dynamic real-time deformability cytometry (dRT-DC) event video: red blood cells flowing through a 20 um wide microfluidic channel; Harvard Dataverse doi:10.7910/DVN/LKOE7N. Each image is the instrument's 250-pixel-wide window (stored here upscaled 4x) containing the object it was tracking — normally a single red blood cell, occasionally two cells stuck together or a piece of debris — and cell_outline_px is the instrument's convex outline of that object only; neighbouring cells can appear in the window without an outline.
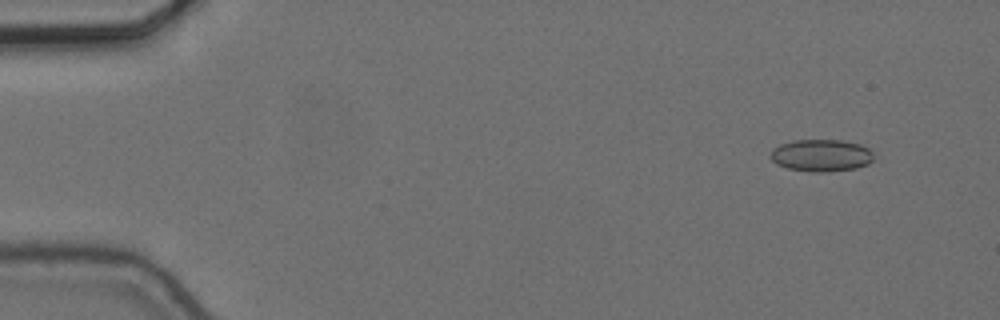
{"species": "common noctule bat (a hibernating species)", "species_latin": "Nyctalus noctula", "temperature_condition": "cold", "stored_images_in_passage": 52, "camera_frame_rate_fps": 3000, "um_per_image_px": 0.085, "animal": {"sex": "female", "body_mass_g": 24.6, "forearm_length_mm": 56.2}, "frame": {"image": 1, "passage_image": 1, "time_ms": 0.0, "image_size_px": [1000, 320], "cell_outline_px": [[872, 160], [868, 164], [856, 168], [824, 172], [812, 172], [788, 168], [776, 164], [768, 156], [772, 148], [780, 144], [792, 140], [840, 140], [860, 144], [868, 148], [872, 152]], "centroid_in_image_um": [69.76, 13.2], "position_along_channel_um": 15.2, "area_um2": 19.42}}
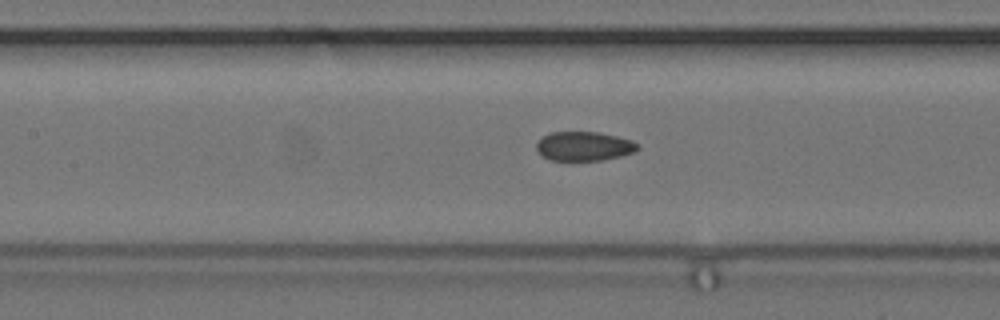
{"frame": {"image": 2, "passage_image": 22, "time_ms": 7.0, "image_size_px": [1000, 320], "cell_outline_px": [[640, 148], [632, 152], [620, 156], [600, 160], [548, 160], [536, 148], [536, 144], [544, 136], [552, 132], [600, 132], [632, 140], [640, 144]], "centroid_in_image_um": [49.67, 12.42], "position_along_channel_um": 157.7, "area_um2": 17.05}}
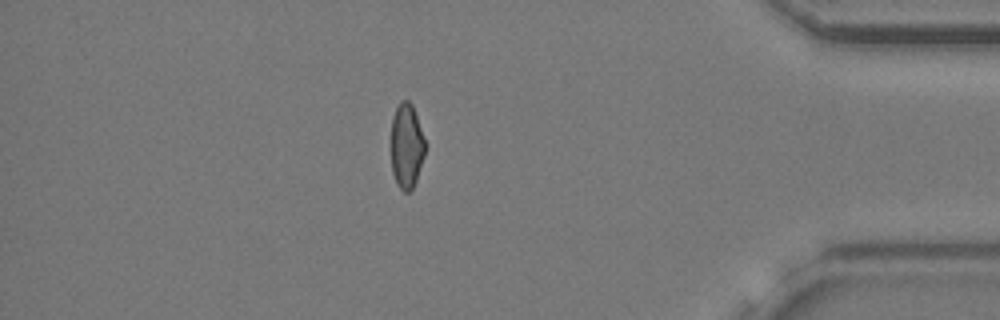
{"frame": {"image": 3, "passage_image": 45, "time_ms": 14.667, "image_size_px": [1000, 320], "cell_outline_px": [[424, 156], [416, 180], [412, 188], [408, 192], [404, 192], [396, 184], [392, 172], [392, 116], [400, 100], [408, 100], [412, 104], [424, 140]], "centroid_in_image_um": [34.54, 12.41], "position_along_channel_um": 400.7, "area_um2": 16.53}, "authors_computed_cell_mechanics": {"area_um2": 17.9758, "velocity_mm_per_s": 3.6667, "shape_relaxation_time_tau1_ms": null, "shape_relaxation_time_tau2_ms": 2.3883, "deformation_change_tau1": null, "deformation_change_tau2": 0.0522}}